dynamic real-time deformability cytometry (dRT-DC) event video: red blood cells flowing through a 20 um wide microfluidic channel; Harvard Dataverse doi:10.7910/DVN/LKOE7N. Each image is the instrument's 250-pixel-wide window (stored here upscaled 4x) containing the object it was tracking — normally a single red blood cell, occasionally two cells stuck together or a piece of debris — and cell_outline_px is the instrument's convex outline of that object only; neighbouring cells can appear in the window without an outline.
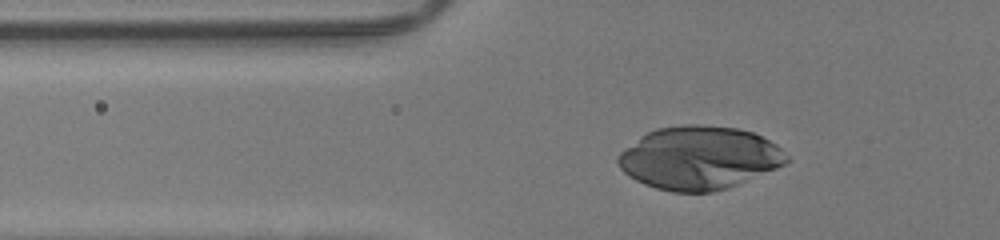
{"species": "human", "species_latin": "Homo sapiens", "temperature_condition": "room temperature", "stored_images_in_passage": 36, "camera_frame_rate_fps": 3000, "um_per_image_px": 0.085, "donor": {"sex": "male"}, "frame": {"image": 1, "passage_image": 11, "time_ms": 3.333, "image_size_px": [1000, 240], "cell_outline_px": [[788, 160], [784, 164], [776, 168], [728, 188], [712, 192], [672, 192], [656, 188], [644, 184], [628, 176], [620, 168], [616, 160], [616, 156], [620, 152], [640, 136], [656, 128], [680, 124], [700, 124], [736, 128], [752, 132], [776, 144], [788, 156]], "centroid_in_image_um": [59.39, 13.41], "position_along_channel_um": 66.4, "area_um2": 62.02}}